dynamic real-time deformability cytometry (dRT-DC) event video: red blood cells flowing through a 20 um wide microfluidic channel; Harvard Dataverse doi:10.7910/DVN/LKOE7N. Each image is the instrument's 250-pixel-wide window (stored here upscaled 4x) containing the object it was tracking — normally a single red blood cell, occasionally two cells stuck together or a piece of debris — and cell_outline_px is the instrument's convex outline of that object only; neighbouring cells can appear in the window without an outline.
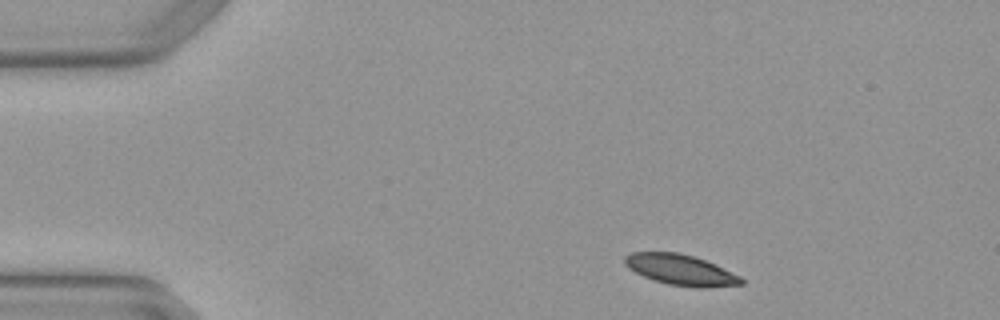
{"species": "Egyptian fruit bat (a non-hibernating species)", "species_latin": "Rousettus aegyptiacus", "temperature_condition": "warm", "stored_images_in_passage": 3, "camera_frame_rate_fps": 3000, "um_per_image_px": 0.085, "animal": {"sex": "female"}, "frame": {"image": 1, "passage_image": 1, "time_ms": 0.0, "image_size_px": [1000, 320], "cell_outline_px": [[744, 284], [704, 288], [696, 288], [668, 284], [652, 280], [628, 268], [624, 264], [624, 256], [632, 252], [676, 252], [692, 256], [716, 264], [740, 276], [744, 280]], "centroid_in_image_um": [57.86, 22.94], "position_along_channel_um": 27.1, "area_um2": 20.87}}
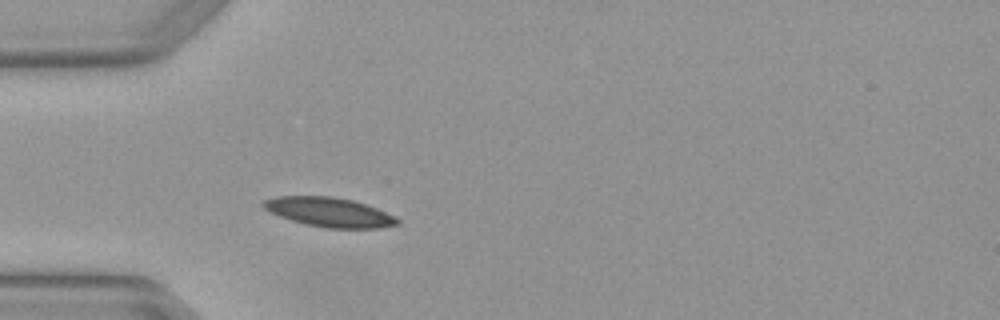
{"frame": {"image": 2, "passage_image": 3, "time_ms": 0.667, "image_size_px": [1000, 320], "cell_outline_px": [[400, 224], [380, 228], [328, 228], [304, 224], [268, 212], [260, 204], [264, 200], [276, 196], [332, 196], [352, 200], [376, 208], [400, 220]], "centroid_in_image_um": [27.94, 18.03], "position_along_channel_um": 57.1, "area_um2": 22.83}}